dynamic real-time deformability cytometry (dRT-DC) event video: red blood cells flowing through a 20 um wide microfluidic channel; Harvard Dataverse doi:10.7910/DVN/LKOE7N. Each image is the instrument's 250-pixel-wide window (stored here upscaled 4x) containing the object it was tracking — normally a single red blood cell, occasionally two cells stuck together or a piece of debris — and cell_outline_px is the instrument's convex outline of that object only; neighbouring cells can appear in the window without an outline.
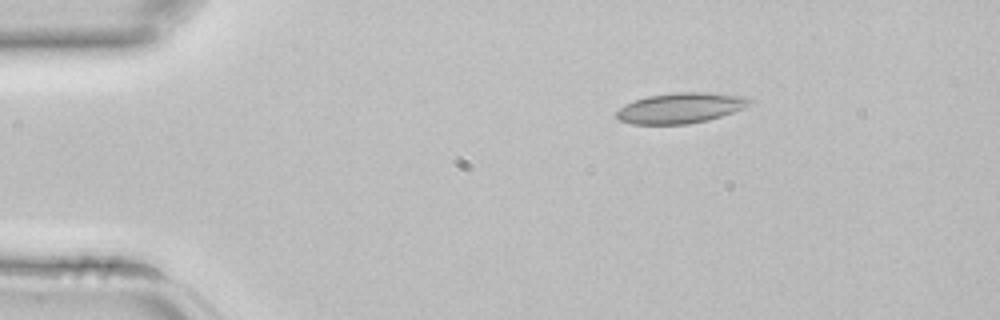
{"species": "common noctule bat (a hibernating species)", "species_latin": "Nyctalus noctula", "temperature_condition": "room temperature", "stored_images_in_passage": 2, "camera_frame_rate_fps": 3000, "um_per_image_px": 0.085, "animal": {"sex": "female", "body_mass_g": 22.7, "forearm_length_mm": 54.2}, "frame": {"image": 1, "passage_image": 2, "time_ms": 0.333, "image_size_px": [1000, 320], "cell_outline_px": [[752, 104], [744, 108], [708, 120], [688, 124], [632, 124], [620, 120], [616, 116], [616, 112], [624, 104], [648, 96], [676, 92], [708, 92], [744, 96], [752, 100]], "centroid_in_image_um": [57.87, 9.17], "position_along_channel_um": 27.1, "area_um2": 23.58}}